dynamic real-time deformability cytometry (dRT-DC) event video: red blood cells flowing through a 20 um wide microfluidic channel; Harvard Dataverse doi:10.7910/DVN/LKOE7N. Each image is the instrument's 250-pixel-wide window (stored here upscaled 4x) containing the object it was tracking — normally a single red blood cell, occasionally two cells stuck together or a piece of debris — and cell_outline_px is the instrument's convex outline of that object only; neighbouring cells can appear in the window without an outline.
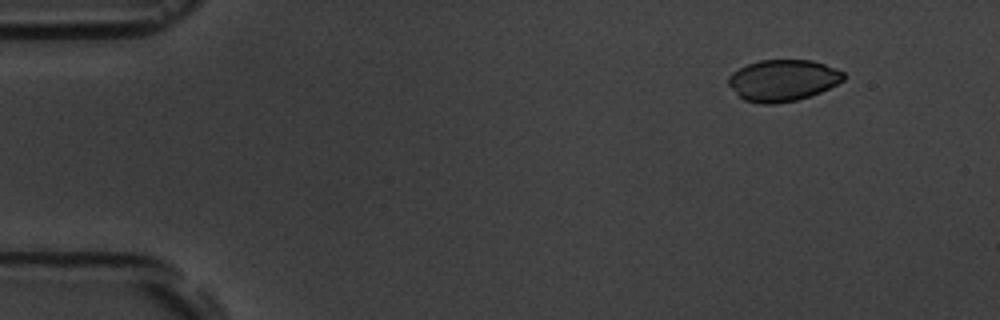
{"species": "common noctule bat (a hibernating species)", "species_latin": "Nyctalus noctula", "temperature_condition": "room temperature", "stored_images_in_passage": 5, "camera_frame_rate_fps": 3000, "um_per_image_px": 0.085, "animal": {"sex": "male", "body_mass_g": 19.5, "forearm_length_mm": 54.6}, "frame": {"image": 1, "passage_image": 2, "time_ms": 1.333, "image_size_px": [1000, 320], "cell_outline_px": [[844, 80], [820, 92], [796, 100], [776, 104], [760, 104], [744, 100], [728, 84], [728, 76], [732, 72], [748, 64], [760, 60], [812, 60], [824, 64], [844, 72]], "centroid_in_image_um": [66.53, 6.83], "position_along_channel_um": 18.5, "area_um2": 27.63}}